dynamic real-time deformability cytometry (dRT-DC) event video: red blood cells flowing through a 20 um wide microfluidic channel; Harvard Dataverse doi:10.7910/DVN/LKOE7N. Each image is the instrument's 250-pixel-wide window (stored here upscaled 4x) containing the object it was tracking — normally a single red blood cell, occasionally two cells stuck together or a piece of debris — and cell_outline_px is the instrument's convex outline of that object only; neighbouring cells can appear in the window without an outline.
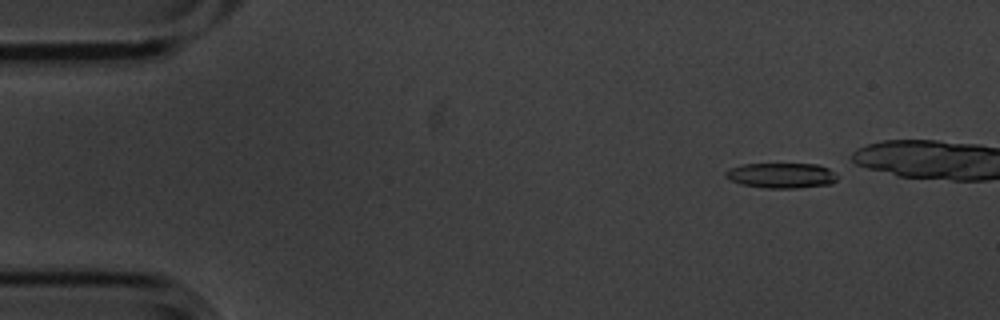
{"species": "common noctule bat (a hibernating species)", "species_latin": "Nyctalus noctula", "temperature_condition": "cold", "stored_images_in_passage": 41, "camera_frame_rate_fps": 3000, "um_per_image_px": 0.085, "animal": {"sex": "male", "body_mass_g": 20.1, "forearm_length_mm": 53.5}, "frame": {"image": 1, "passage_image": 2, "time_ms": 0.333, "image_size_px": [1000, 320], "cell_outline_px": [[836, 180], [832, 184], [800, 188], [764, 188], [740, 184], [728, 180], [724, 176], [724, 172], [728, 168], [740, 164], [820, 164], [828, 168], [836, 176]], "centroid_in_image_um": [66.35, 14.92], "position_along_channel_um": 18.6, "area_um2": 16.7}}
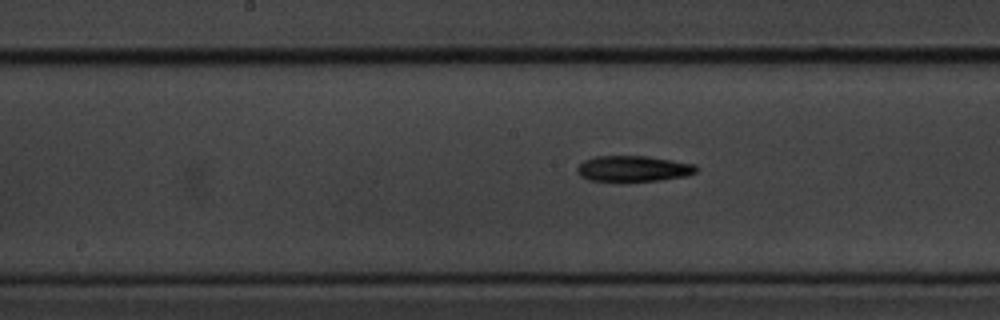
{"frame": {"image": 2, "passage_image": 24, "time_ms": 7.667, "image_size_px": [1000, 320], "cell_outline_px": [[700, 168], [696, 172], [688, 176], [660, 180], [588, 180], [580, 176], [576, 172], [576, 168], [584, 160], [596, 156], [644, 156], [672, 160], [696, 164]], "centroid_in_image_um": [53.86, 14.32], "position_along_channel_um": 194.3, "area_um2": 17.8}}
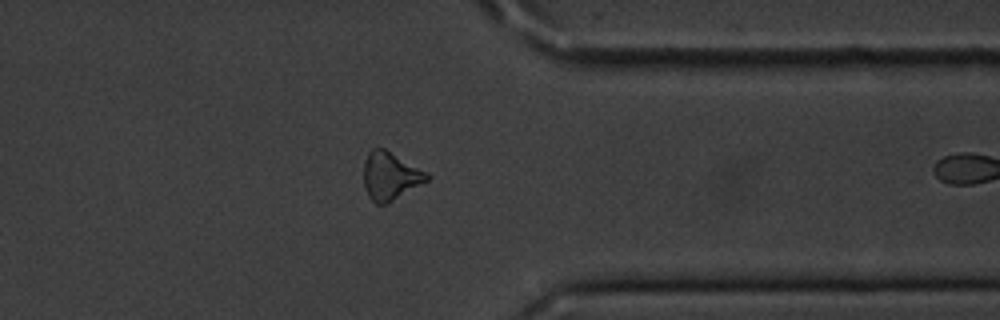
{"frame": {"image": 3, "passage_image": 40, "time_ms": 13.0, "image_size_px": [1000, 320], "cell_outline_px": [[432, 176], [428, 180], [388, 204], [376, 204], [368, 196], [364, 188], [364, 160], [368, 152], [372, 148], [384, 148], [428, 172]], "centroid_in_image_um": [33.17, 14.96], "position_along_channel_um": 378.2, "area_um2": 17.86}}